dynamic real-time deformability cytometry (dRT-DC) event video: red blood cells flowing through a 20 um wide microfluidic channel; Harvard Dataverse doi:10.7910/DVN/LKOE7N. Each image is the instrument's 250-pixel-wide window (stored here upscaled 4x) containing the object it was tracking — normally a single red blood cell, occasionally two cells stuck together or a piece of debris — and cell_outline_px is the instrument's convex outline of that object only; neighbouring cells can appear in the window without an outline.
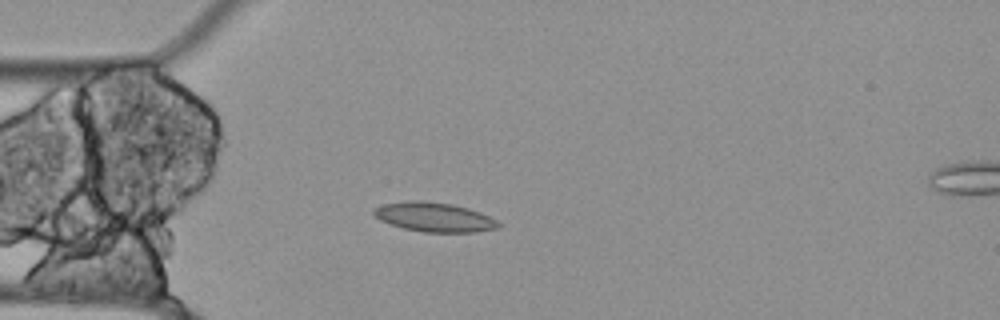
{"species": "Egyptian fruit bat (a non-hibernating species)", "species_latin": "Rousettus aegyptiacus", "temperature_condition": "cold", "stored_images_in_passage": 13, "segment_of_instrument_passage": [1, 3], "camera_frame_rate_fps": 3000, "um_per_image_px": 0.085, "animal": {"sex": "female"}, "frame": {"image": 1, "passage_image": 1, "time_ms": 0.0, "image_size_px": [1000, 320], "cell_outline_px": [[500, 228], [476, 232], [424, 232], [404, 228], [380, 220], [372, 212], [372, 208], [384, 204], [408, 200], [420, 200], [452, 204], [468, 208], [480, 212], [496, 220], [500, 224]], "centroid_in_image_um": [36.91, 18.45], "position_along_channel_um": 48.1, "area_um2": 21.27}}